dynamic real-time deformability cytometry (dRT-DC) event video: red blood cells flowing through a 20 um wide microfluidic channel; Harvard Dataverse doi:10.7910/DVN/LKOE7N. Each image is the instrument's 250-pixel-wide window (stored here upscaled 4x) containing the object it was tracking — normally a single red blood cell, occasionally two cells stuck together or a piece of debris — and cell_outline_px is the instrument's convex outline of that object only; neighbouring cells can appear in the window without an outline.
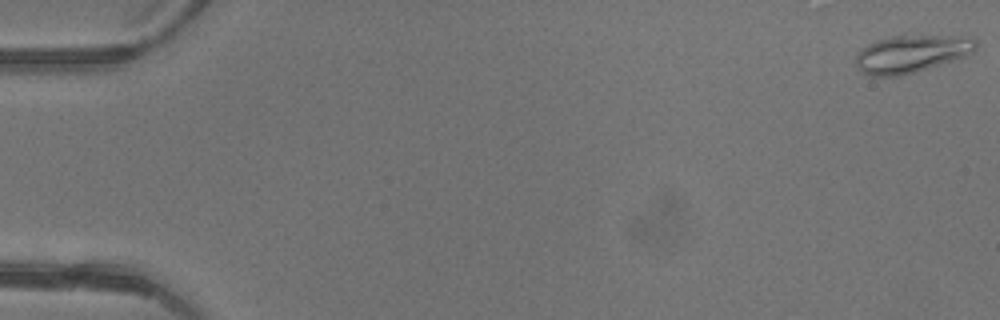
{"species": "common noctule bat (a hibernating species)", "species_latin": "Nyctalus noctula", "temperature_condition": "warm", "stored_images_in_passage": 15, "camera_frame_rate_fps": 3000, "um_per_image_px": 0.085, "animal": {"sex": "female"}, "frame": {"image": 1, "passage_image": 1, "time_ms": 0.0, "image_size_px": [1000, 320], "cell_outline_px": [[976, 52], [916, 72], [900, 76], [868, 76], [860, 72], [856, 64], [856, 52], [860, 48], [876, 40], [904, 32], [972, 36], [976, 40]], "centroid_in_image_um": [77.48, 4.51], "position_along_channel_um": 7.5, "area_um2": 27.63}}